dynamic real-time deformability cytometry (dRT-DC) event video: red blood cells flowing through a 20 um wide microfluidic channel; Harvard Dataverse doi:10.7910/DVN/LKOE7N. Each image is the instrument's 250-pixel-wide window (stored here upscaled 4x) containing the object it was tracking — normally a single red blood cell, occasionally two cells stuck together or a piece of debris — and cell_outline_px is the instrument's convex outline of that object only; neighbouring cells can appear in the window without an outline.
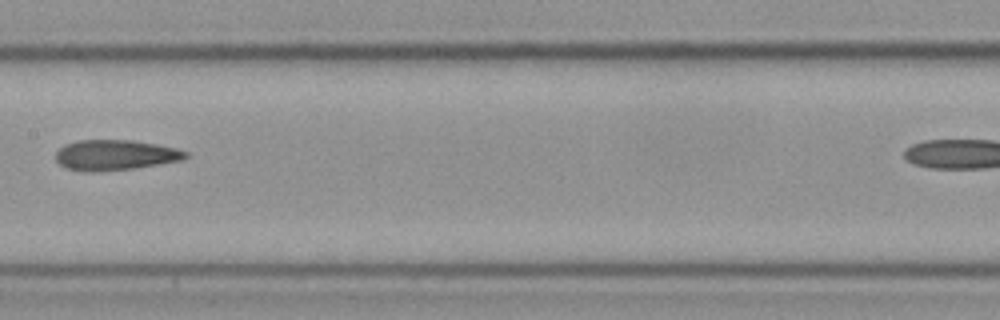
{"species": "Egyptian fruit bat (a non-hibernating species)", "species_latin": "Rousettus aegyptiacus", "temperature_condition": "cold", "stored_images_in_passage": 9, "camera_frame_rate_fps": 3000, "um_per_image_px": 0.085, "frame": {"image": 1, "passage_image": 6, "time_ms": 1.667, "image_size_px": [1000, 320], "cell_outline_px": [[188, 156], [180, 160], [132, 168], [96, 172], [84, 172], [68, 168], [60, 164], [56, 160], [56, 152], [64, 144], [76, 140], [132, 140], [156, 144], [176, 148], [188, 152]], "centroid_in_image_um": [9.75, 13.17], "position_along_channel_um": 197.7, "area_um2": 22.83}}
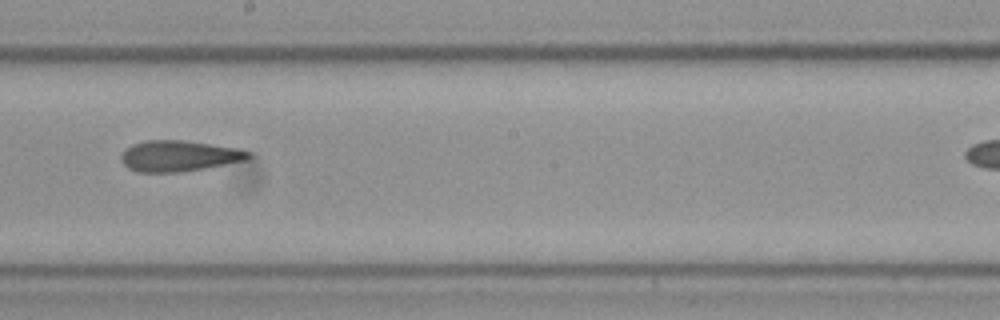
{"frame": {"image": 2, "passage_image": 7, "time_ms": 2.0, "image_size_px": [1000, 320], "cell_outline_px": [[252, 160], [180, 172], [136, 172], [128, 168], [120, 160], [120, 156], [124, 148], [132, 144], [144, 140], [184, 140], [236, 148], [252, 152]], "centroid_in_image_um": [15.22, 13.25], "position_along_channel_um": 233.0, "area_um2": 23.29}}
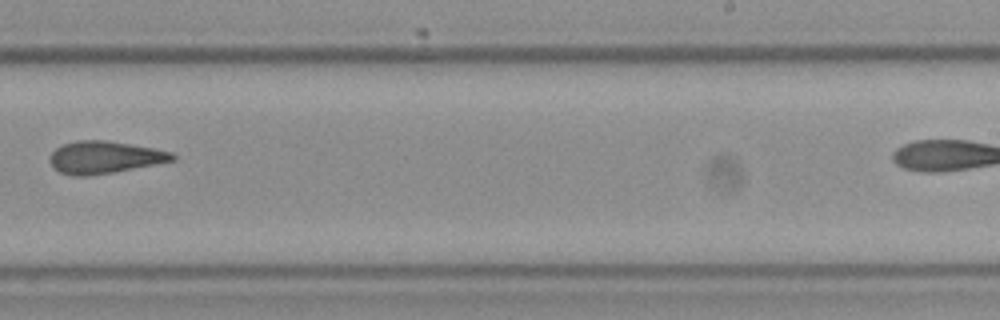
{"frame": {"image": 3, "passage_image": 8, "time_ms": 2.333, "image_size_px": [1000, 320], "cell_outline_px": [[176, 160], [156, 164], [92, 176], [72, 176], [60, 172], [52, 168], [48, 160], [48, 156], [56, 148], [64, 144], [76, 140], [104, 140], [152, 148], [172, 152], [176, 156]], "centroid_in_image_um": [8.83, 13.38], "position_along_channel_um": 280.2, "area_um2": 23.18}}